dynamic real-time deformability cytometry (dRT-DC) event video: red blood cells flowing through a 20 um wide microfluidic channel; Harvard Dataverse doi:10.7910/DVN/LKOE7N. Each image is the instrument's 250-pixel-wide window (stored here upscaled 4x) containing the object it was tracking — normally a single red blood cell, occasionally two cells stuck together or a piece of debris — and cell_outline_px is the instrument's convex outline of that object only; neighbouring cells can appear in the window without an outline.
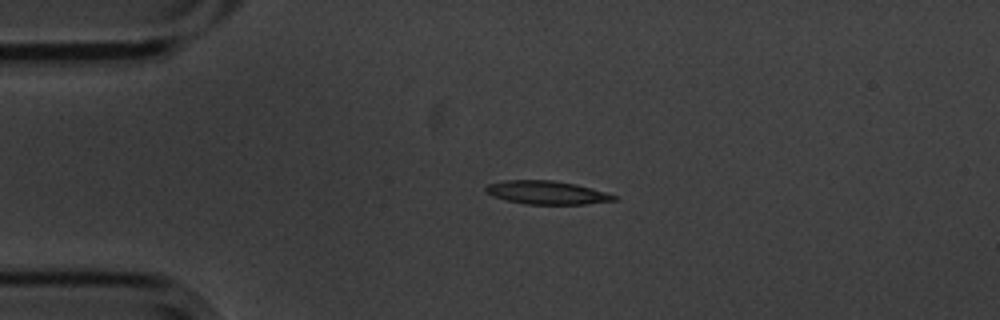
{"species": "common noctule bat (a hibernating species)", "species_latin": "Nyctalus noctula", "temperature_condition": "cold", "stored_images_in_passage": 44, "camera_frame_rate_fps": 3000, "um_per_image_px": 0.085, "animal": {"sex": "male", "body_mass_g": 20.1, "forearm_length_mm": 53.5}, "frame": {"image": 1, "passage_image": 1, "time_ms": 0.0, "image_size_px": [1000, 320], "cell_outline_px": [[616, 200], [584, 204], [528, 204], [504, 200], [492, 196], [484, 192], [484, 188], [488, 184], [504, 180], [552, 180], [576, 184], [604, 192], [616, 196]], "centroid_in_image_um": [46.39, 16.36], "position_along_channel_um": 38.6, "area_um2": 17.4}}
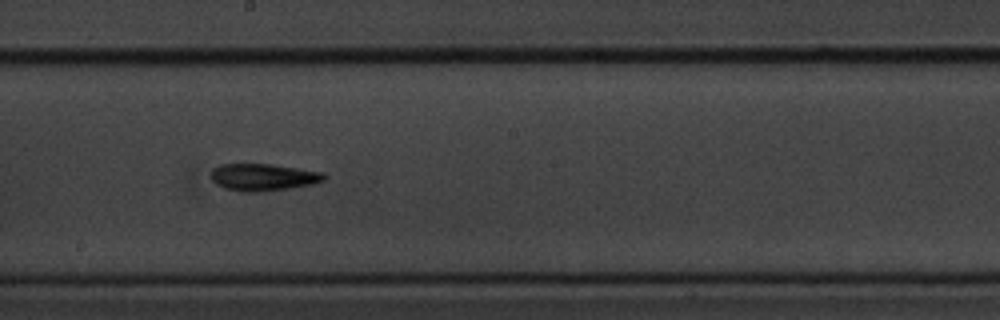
{"frame": {"image": 2, "passage_image": 19, "time_ms": 6.0, "image_size_px": [1000, 320], "cell_outline_px": [[328, 176], [324, 180], [312, 184], [264, 192], [240, 192], [224, 188], [216, 184], [212, 180], [212, 168], [220, 164], [272, 164], [324, 172]], "centroid_in_image_um": [22.37, 15.06], "position_along_channel_um": 225.8, "area_um2": 18.03}}
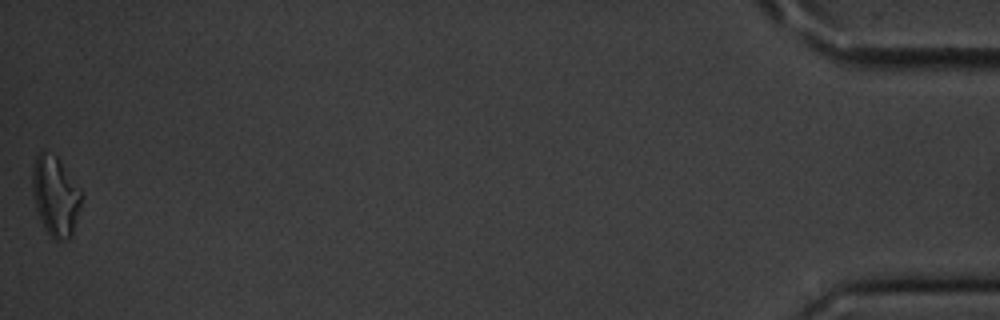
{"frame": {"image": 3, "passage_image": 44, "time_ms": 14.333, "image_size_px": [1000, 320], "cell_outline_px": [[84, 196], [72, 232], [68, 236], [60, 240], [56, 240], [44, 228], [36, 208], [32, 192], [32, 168], [36, 156], [40, 152], [44, 152], [56, 156], [80, 188]], "centroid_in_image_um": [4.71, 16.63], "position_along_channel_um": 430.5, "area_um2": 22.43}, "authors_computed_cell_mechanics": {"area_um2": 17.0221, "velocity_mm_per_s": 3.5877, "shape_relaxation_time_tau1_ms": 3.5733, "shape_relaxation_time_tau2_ms": 9.7786, "deformation_change_tau1": 0.1373, "deformation_change_tau2": 0.2323}}